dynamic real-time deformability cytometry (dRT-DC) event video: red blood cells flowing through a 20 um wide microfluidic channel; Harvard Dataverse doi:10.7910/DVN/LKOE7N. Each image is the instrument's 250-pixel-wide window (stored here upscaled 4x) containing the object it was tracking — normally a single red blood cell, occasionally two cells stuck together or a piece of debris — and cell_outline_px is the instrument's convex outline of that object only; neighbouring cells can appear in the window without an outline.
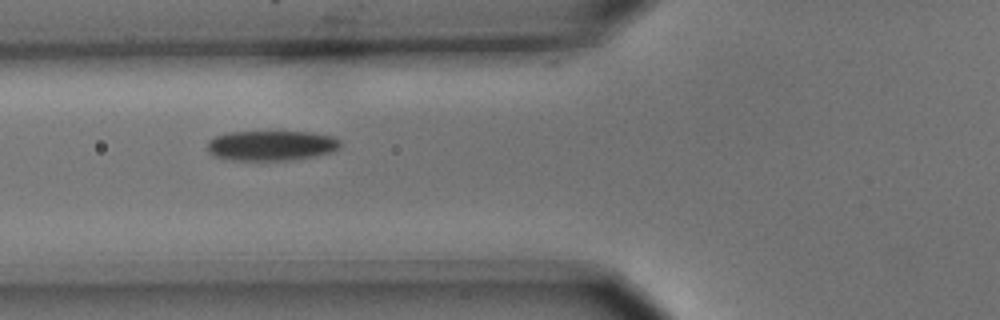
{"species": "common noctule bat (a hibernating species)", "species_latin": "Nyctalus noctula", "temperature_condition": "cold", "stored_images_in_passage": 15, "camera_frame_rate_fps": 3000, "um_per_image_px": 0.085, "animal": {"sex": "male", "body_mass_g": 15.6}, "frame": {"image": 1, "passage_image": 6, "time_ms": 1.667, "image_size_px": [1000, 320], "cell_outline_px": [[340, 148], [332, 152], [316, 156], [288, 160], [224, 160], [212, 156], [208, 152], [208, 140], [216, 136], [228, 132], [312, 132], [332, 136], [340, 140]], "centroid_in_image_um": [23.04, 12.38], "position_along_channel_um": 102.8, "area_um2": 23.52}}
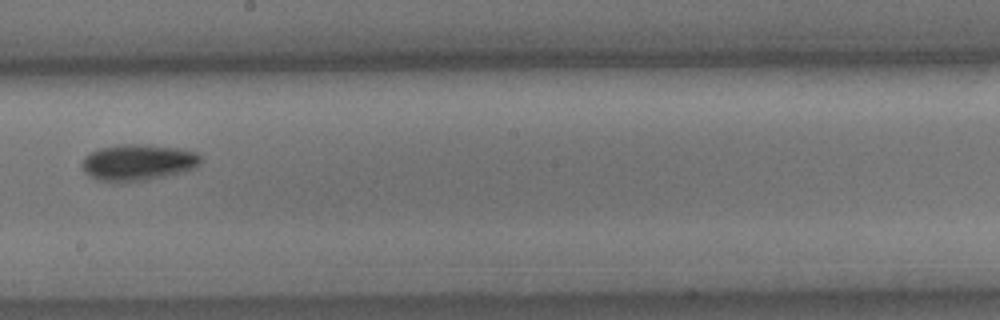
{"frame": {"image": 2, "passage_image": 9, "time_ms": 2.667, "image_size_px": [1000, 320], "cell_outline_px": [[204, 156], [200, 164], [192, 168], [168, 176], [120, 184], [116, 184], [96, 180], [88, 176], [84, 172], [80, 164], [84, 156], [88, 152], [96, 148], [124, 144], [148, 144], [180, 148], [196, 152]], "centroid_in_image_um": [11.67, 13.81], "position_along_channel_um": 236.5, "area_um2": 26.01}}
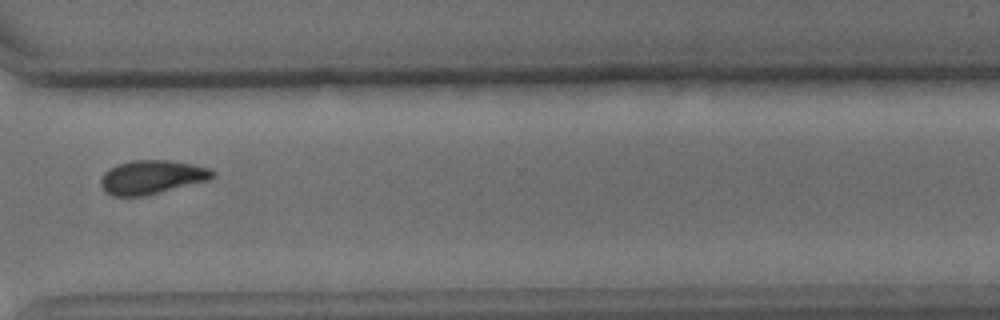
{"frame": {"image": 3, "passage_image": 12, "time_ms": 3.667, "image_size_px": [1000, 320], "cell_outline_px": [[216, 176], [212, 180], [144, 196], [112, 196], [104, 192], [100, 184], [100, 180], [104, 172], [108, 168], [116, 164], [128, 160], [172, 160], [192, 164], [208, 168], [216, 172]], "centroid_in_image_um": [12.91, 15.05], "position_along_channel_um": 357.7, "area_um2": 22.54}}